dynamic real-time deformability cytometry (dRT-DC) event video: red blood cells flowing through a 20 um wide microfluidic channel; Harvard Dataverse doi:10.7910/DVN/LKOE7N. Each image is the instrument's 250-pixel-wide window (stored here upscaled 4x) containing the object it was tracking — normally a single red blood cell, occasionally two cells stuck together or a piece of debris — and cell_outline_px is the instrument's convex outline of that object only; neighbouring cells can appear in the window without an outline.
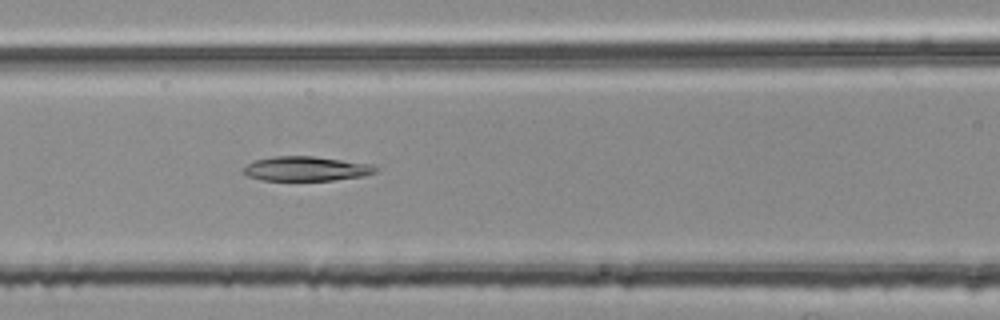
{"species": "common noctule bat (a hibernating species)", "species_latin": "Nyctalus noctula", "temperature_condition": "room temperature", "stored_images_in_passage": 38, "camera_frame_rate_fps": 3000, "um_per_image_px": 0.085, "animal": {"sex": "female", "body_mass_g": 25.1}, "frame": {"image": 1, "passage_image": 7, "time_ms": 2.0, "image_size_px": [1000, 320], "cell_outline_px": [[380, 168], [376, 172], [364, 176], [332, 180], [264, 180], [248, 176], [244, 172], [244, 168], [248, 164], [256, 160], [272, 156], [312, 156], [372, 164]], "centroid_in_image_um": [26.07, 14.34], "position_along_channel_um": 140.5, "area_um2": 18.73}}
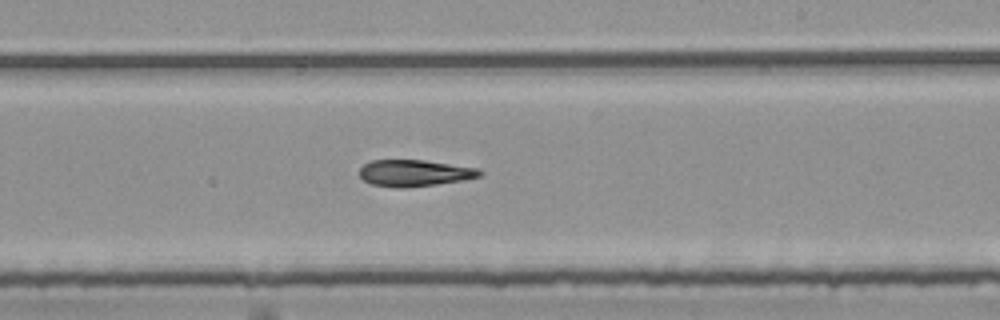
{"frame": {"image": 2, "passage_image": 16, "time_ms": 5.0, "image_size_px": [1000, 320], "cell_outline_px": [[484, 172], [480, 176], [464, 180], [436, 184], [404, 188], [396, 188], [372, 184], [364, 180], [360, 176], [360, 168], [364, 164], [372, 160], [424, 160], [476, 168]], "centroid_in_image_um": [35.22, 14.71], "position_along_channel_um": 253.8, "area_um2": 18.5}}
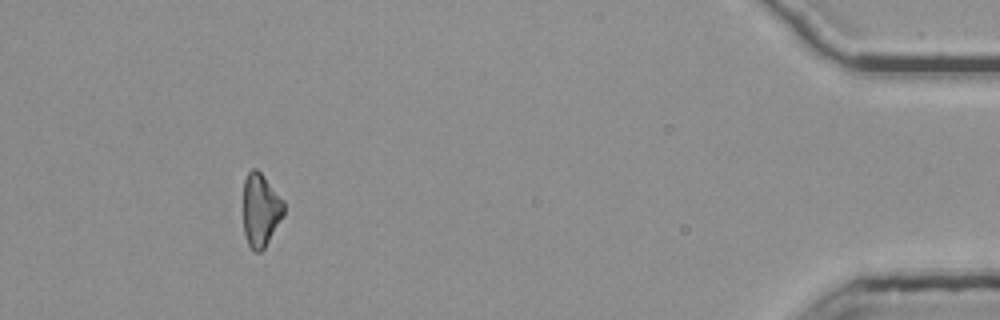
{"frame": {"image": 3, "passage_image": 34, "time_ms": 11.0, "image_size_px": [1000, 320], "cell_outline_px": [[284, 216], [264, 248], [260, 252], [252, 252], [248, 244], [244, 232], [244, 180], [248, 172], [252, 168], [256, 168], [260, 172], [284, 200]], "centroid_in_image_um": [22.16, 17.87], "position_along_channel_um": 413.0, "area_um2": 17.34}}